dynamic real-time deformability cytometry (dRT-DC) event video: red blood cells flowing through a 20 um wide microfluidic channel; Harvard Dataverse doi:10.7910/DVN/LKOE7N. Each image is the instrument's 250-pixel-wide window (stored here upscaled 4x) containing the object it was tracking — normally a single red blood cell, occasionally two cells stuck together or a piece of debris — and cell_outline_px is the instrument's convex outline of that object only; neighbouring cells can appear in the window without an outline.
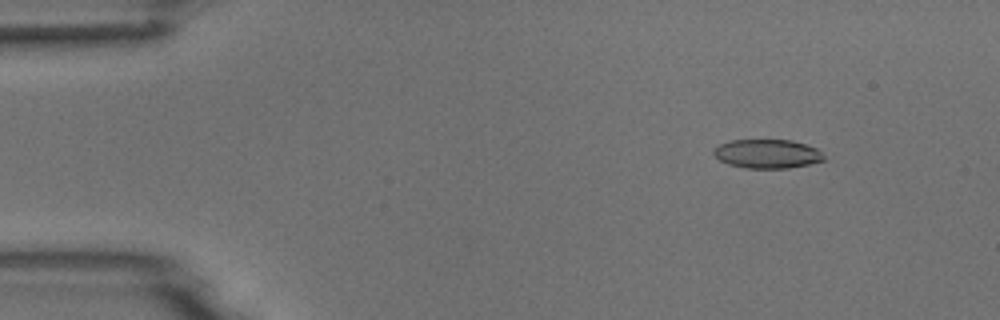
{"species": "common noctule bat (a hibernating species)", "species_latin": "Nyctalus noctula", "temperature_condition": "room temperature", "stored_images_in_passage": 10, "camera_frame_rate_fps": 3000, "um_per_image_px": 0.085, "animal": {"sex": "male", "body_mass_g": 18.8}, "frame": {"image": 1, "passage_image": 2, "time_ms": 1.333, "image_size_px": [1000, 320], "cell_outline_px": [[824, 160], [808, 164], [788, 168], [744, 168], [728, 164], [720, 160], [712, 152], [712, 148], [720, 144], [732, 140], [792, 140], [816, 148], [824, 156]], "centroid_in_image_um": [65.18, 13.07], "position_along_channel_um": 19.8, "area_um2": 18.5}}
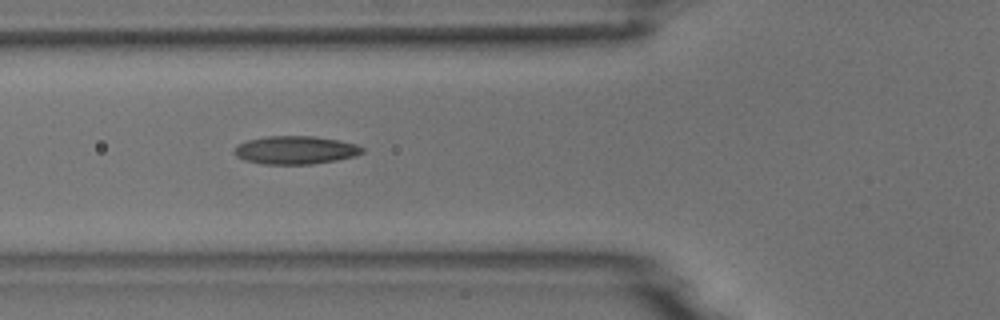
{"frame": {"image": 2, "passage_image": 6, "time_ms": 5.667, "image_size_px": [1000, 320], "cell_outline_px": [[364, 152], [356, 156], [336, 160], [312, 164], [264, 164], [244, 160], [236, 156], [232, 152], [240, 144], [248, 140], [268, 136], [312, 136], [340, 140], [356, 144], [364, 148]], "centroid_in_image_um": [25.14, 12.76], "position_along_channel_um": 100.7, "area_um2": 20.98}}
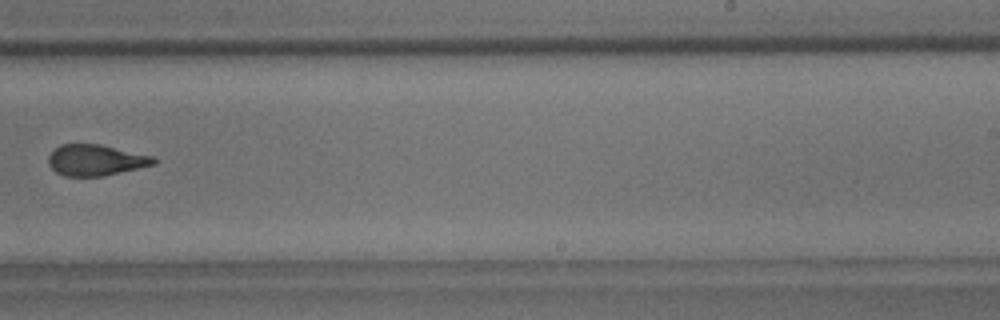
{"frame": {"image": 3, "passage_image": 10, "time_ms": 10.333, "image_size_px": [1000, 320], "cell_outline_px": [[156, 164], [104, 176], [64, 176], [56, 172], [48, 164], [48, 156], [60, 144], [100, 144], [152, 156], [156, 160]], "centroid_in_image_um": [8.12, 13.61], "position_along_channel_um": 280.9, "area_um2": 18.96}}